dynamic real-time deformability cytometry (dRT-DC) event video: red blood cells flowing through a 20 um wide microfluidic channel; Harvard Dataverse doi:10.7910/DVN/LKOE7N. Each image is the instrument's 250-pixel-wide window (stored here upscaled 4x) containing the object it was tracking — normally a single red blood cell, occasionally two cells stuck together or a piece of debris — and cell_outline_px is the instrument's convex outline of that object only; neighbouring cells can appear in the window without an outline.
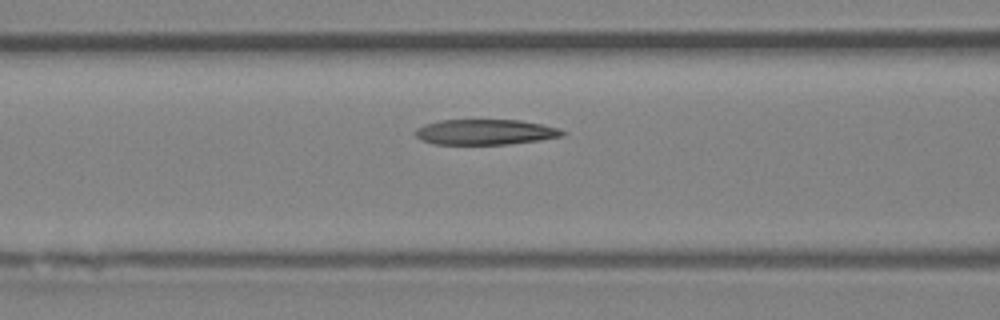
{"species": "Egyptian fruit bat (a non-hibernating species)", "species_latin": "Rousettus aegyptiacus", "temperature_condition": "room temperature", "stored_images_in_passage": 17, "camera_frame_rate_fps": 3000, "um_per_image_px": 0.085, "animal": {"sex": "female"}, "frame": {"image": 1, "passage_image": 15, "time_ms": 4.667, "image_size_px": [1000, 320], "cell_outline_px": [[568, 132], [564, 136], [540, 140], [508, 144], [432, 144], [416, 136], [416, 128], [424, 124], [440, 120], [520, 120], [540, 124], [556, 128]], "centroid_in_image_um": [41.26, 11.22], "position_along_channel_um": 125.3, "area_um2": 21.68}}